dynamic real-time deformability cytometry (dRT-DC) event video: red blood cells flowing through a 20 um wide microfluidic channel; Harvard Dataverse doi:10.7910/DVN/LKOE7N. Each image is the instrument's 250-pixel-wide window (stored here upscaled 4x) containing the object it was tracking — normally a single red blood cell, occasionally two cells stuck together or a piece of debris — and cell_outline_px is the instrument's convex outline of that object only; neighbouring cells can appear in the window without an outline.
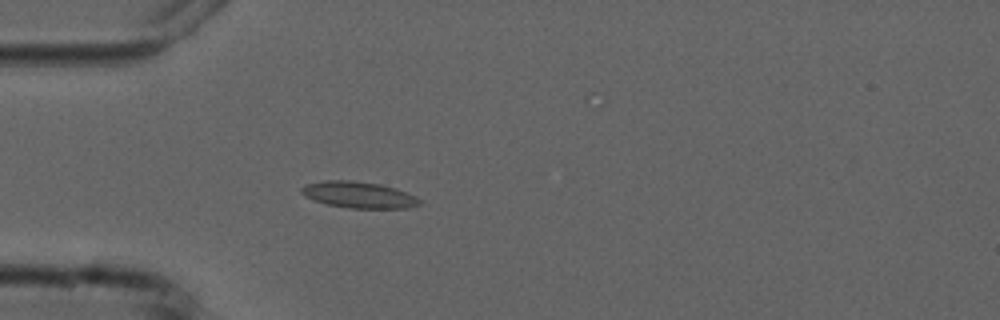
{"species": "common noctule bat (a hibernating species)", "species_latin": "Nyctalus noctula", "temperature_condition": "cold", "stored_images_in_passage": 4, "camera_frame_rate_fps": 3000, "um_per_image_px": 0.085, "animal": {"sex": "male", "forearm_length_mm": 52.5}, "frame": {"image": 1, "passage_image": 4, "time_ms": 3.333, "image_size_px": [1000, 320], "cell_outline_px": [[420, 204], [408, 208], [348, 208], [328, 204], [312, 200], [304, 196], [300, 192], [300, 188], [304, 184], [324, 180], [352, 180], [380, 184], [396, 188], [416, 196], [420, 200]], "centroid_in_image_um": [30.45, 16.55], "position_along_channel_um": 54.5, "area_um2": 18.32}}